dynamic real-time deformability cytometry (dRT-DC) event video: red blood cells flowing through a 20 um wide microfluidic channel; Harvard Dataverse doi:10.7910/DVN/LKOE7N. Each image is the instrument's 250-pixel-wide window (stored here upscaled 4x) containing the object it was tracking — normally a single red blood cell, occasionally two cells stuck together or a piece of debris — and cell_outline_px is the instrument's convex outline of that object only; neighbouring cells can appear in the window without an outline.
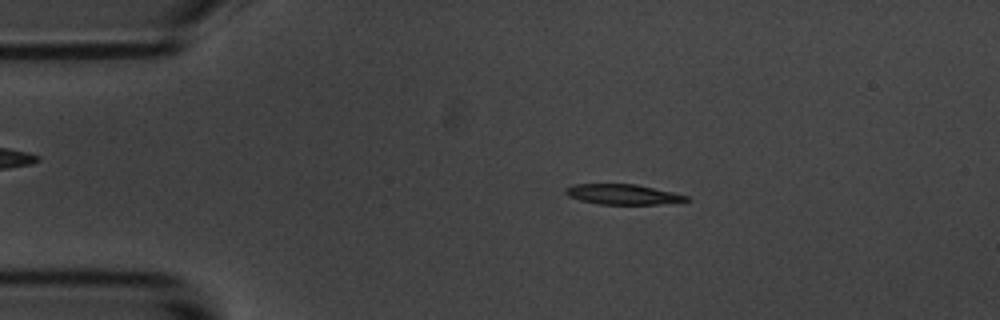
{"species": "common noctule bat (a hibernating species)", "species_latin": "Nyctalus noctula", "temperature_condition": "room temperature", "stored_images_in_passage": 55, "camera_frame_rate_fps": 3000, "um_per_image_px": 0.085, "animal": {"sex": "male", "body_mass_g": 20.1, "forearm_length_mm": 53.5}, "frame": {"image": 1, "passage_image": 10, "time_ms": 3.0, "image_size_px": [1000, 320], "cell_outline_px": [[692, 200], [660, 204], [600, 204], [580, 200], [568, 196], [564, 192], [564, 188], [572, 184], [636, 184], [672, 192], [688, 196]], "centroid_in_image_um": [52.91, 16.51], "position_along_channel_um": 32.1, "area_um2": 14.22}}
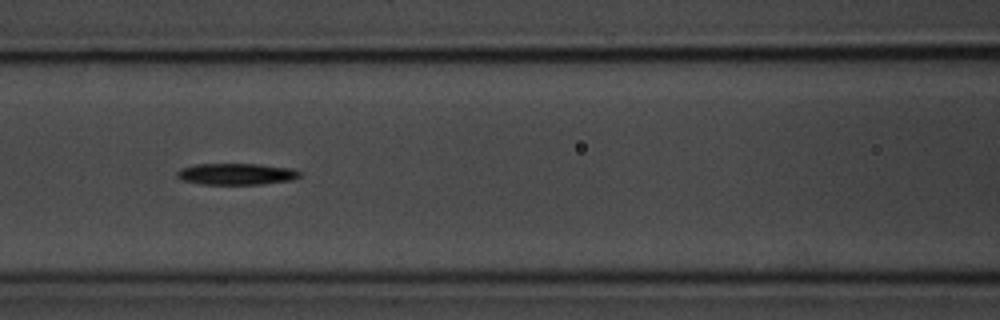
{"frame": {"image": 2, "passage_image": 23, "time_ms": 7.333, "image_size_px": [1000, 320], "cell_outline_px": [[300, 176], [292, 180], [260, 184], [200, 184], [180, 180], [176, 176], [176, 172], [180, 168], [196, 164], [256, 164], [292, 168], [300, 172]], "centroid_in_image_um": [20.04, 14.79], "position_along_channel_um": 146.6, "area_um2": 15.37}}
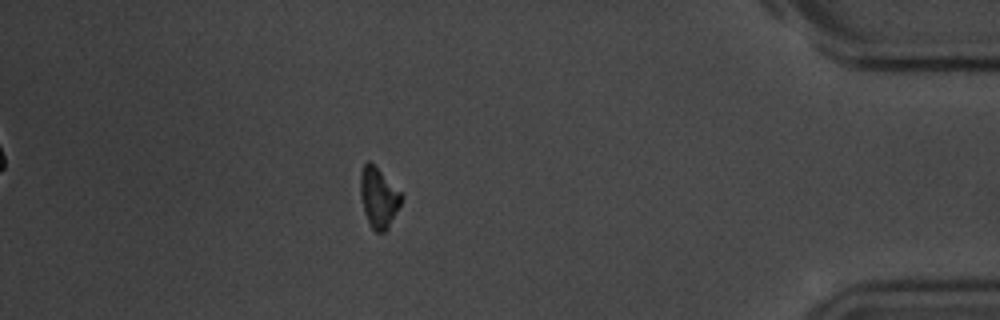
{"frame": {"image": 3, "passage_image": 48, "time_ms": 15.667, "image_size_px": [1000, 320], "cell_outline_px": [[404, 196], [388, 228], [384, 232], [376, 232], [372, 228], [364, 212], [360, 196], [360, 172], [364, 164], [368, 160]], "centroid_in_image_um": [32.16, 16.81], "position_along_channel_um": 403.0, "area_um2": 13.99}, "authors_computed_cell_mechanics": {"area_um2": 14.8546, "velocity_mm_per_s": 3.6082, "shape_relaxation_time_tau1_ms": 1.5589, "shape_relaxation_time_tau2_ms": null, "deformation_change_tau1": 0.144, "deformation_change_tau2": null}}